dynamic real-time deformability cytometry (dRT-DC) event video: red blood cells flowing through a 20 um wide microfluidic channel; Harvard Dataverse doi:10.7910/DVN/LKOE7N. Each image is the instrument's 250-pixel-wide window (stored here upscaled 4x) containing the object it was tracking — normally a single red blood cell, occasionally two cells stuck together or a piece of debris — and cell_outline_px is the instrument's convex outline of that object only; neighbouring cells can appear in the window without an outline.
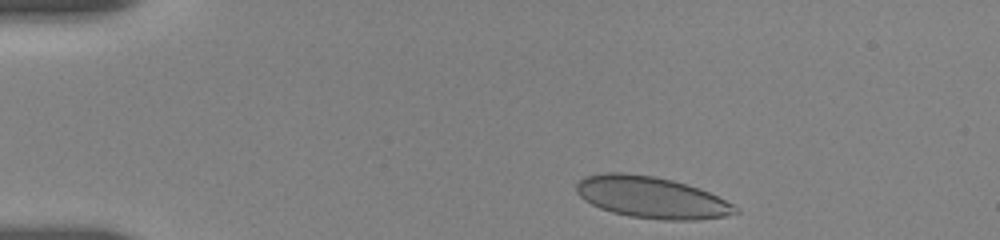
{"species": "human", "species_latin": "Homo sapiens", "temperature_condition": "room temperature", "stored_images_in_passage": 20, "camera_frame_rate_fps": 3000, "um_per_image_px": 0.085, "donor": {"sex": "female"}, "frame": {"image": 1, "passage_image": 3, "time_ms": 0.333, "image_size_px": [1000, 240], "cell_outline_px": [[740, 212], [724, 216], [696, 220], [664, 220], [628, 216], [612, 212], [600, 208], [584, 200], [576, 192], [576, 184], [584, 176], [604, 172], [620, 172], [652, 176], [672, 180], [700, 188], [740, 208]], "centroid_in_image_um": [55.36, 16.78], "position_along_channel_um": 29.6, "area_um2": 38.44}}
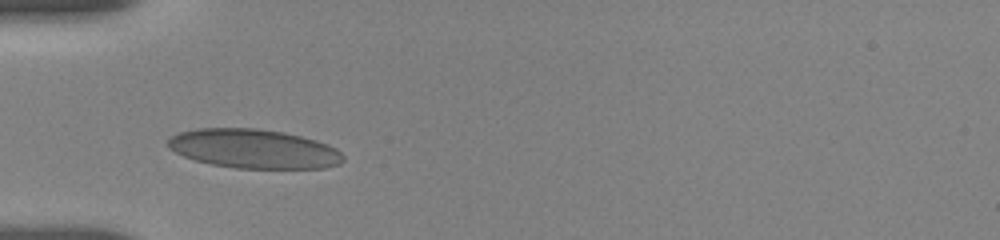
{"frame": {"image": 2, "passage_image": 19, "time_ms": 3.0, "image_size_px": [1000, 240], "cell_outline_px": [[344, 160], [340, 164], [324, 168], [236, 168], [212, 164], [196, 160], [184, 156], [168, 148], [168, 140], [172, 136], [180, 132], [196, 128], [256, 128], [284, 132], [316, 140], [328, 144], [336, 148], [344, 156]], "centroid_in_image_um": [21.59, 12.64], "position_along_channel_um": 63.4, "area_um2": 39.94}}